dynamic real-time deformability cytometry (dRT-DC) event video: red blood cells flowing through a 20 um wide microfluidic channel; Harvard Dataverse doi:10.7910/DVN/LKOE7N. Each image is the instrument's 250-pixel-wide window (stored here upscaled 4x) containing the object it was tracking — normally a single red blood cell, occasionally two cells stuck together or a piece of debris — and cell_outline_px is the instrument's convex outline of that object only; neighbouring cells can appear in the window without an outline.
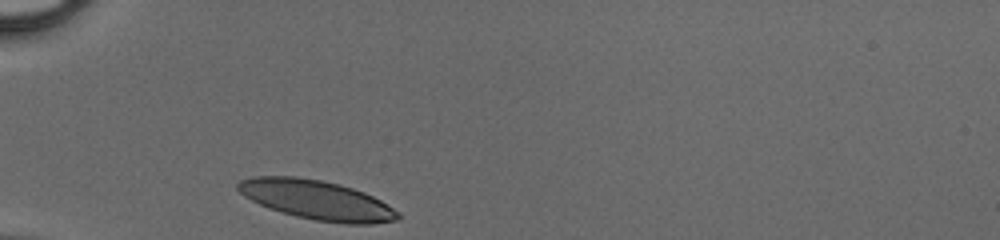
{"species": "human", "species_latin": "Homo sapiens", "temperature_condition": "cold", "stored_images_in_passage": 28, "camera_frame_rate_fps": 3000, "um_per_image_px": 0.085, "donor": {"sex": "male"}, "frame": {"image": 1, "passage_image": 1, "time_ms": 0.0, "image_size_px": [1000, 240], "cell_outline_px": [[400, 216], [396, 220], [372, 224], [344, 224], [316, 220], [296, 216], [280, 212], [268, 208], [244, 196], [236, 188], [236, 184], [240, 180], [252, 176], [296, 176], [320, 180], [340, 184], [364, 192], [380, 200], [400, 212]], "centroid_in_image_um": [26.91, 16.99], "position_along_channel_um": 58.1, "area_um2": 36.76}}
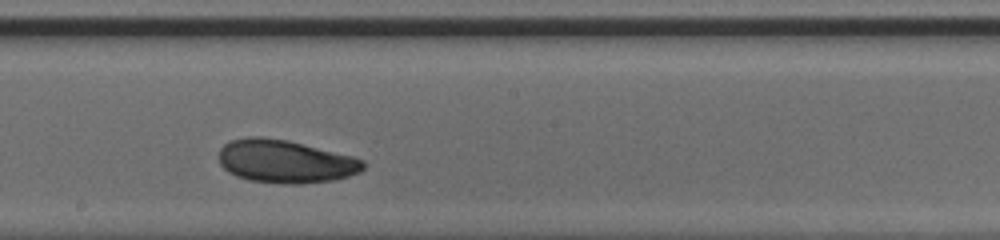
{"frame": {"image": 2, "passage_image": 14, "time_ms": 4.333, "image_size_px": [1000, 240], "cell_outline_px": [[364, 168], [360, 172], [336, 180], [300, 184], [284, 184], [248, 180], [236, 176], [228, 172], [220, 164], [216, 156], [220, 148], [228, 140], [248, 136], [260, 136], [288, 140], [356, 156], [364, 160]], "centroid_in_image_um": [24.23, 13.71], "position_along_channel_um": 224.0, "area_um2": 36.99}}
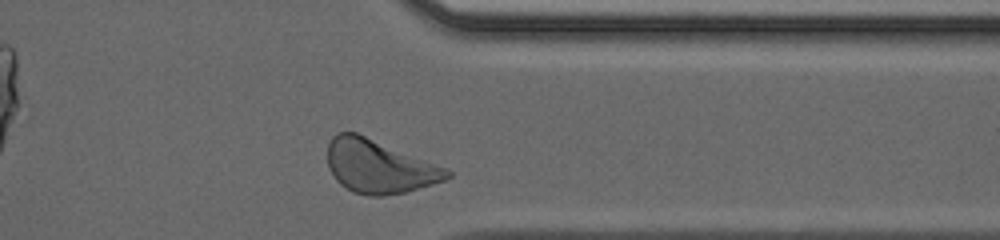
{"frame": {"image": 3, "passage_image": 25, "time_ms": 8.0, "image_size_px": [1000, 240], "cell_outline_px": [[452, 176], [444, 180], [432, 184], [404, 192], [384, 196], [368, 196], [352, 192], [340, 184], [336, 180], [328, 168], [328, 144], [332, 136], [336, 132], [356, 132], [448, 168], [452, 172]], "centroid_in_image_um": [32.21, 14.15], "position_along_channel_um": 379.2, "area_um2": 37.22}}